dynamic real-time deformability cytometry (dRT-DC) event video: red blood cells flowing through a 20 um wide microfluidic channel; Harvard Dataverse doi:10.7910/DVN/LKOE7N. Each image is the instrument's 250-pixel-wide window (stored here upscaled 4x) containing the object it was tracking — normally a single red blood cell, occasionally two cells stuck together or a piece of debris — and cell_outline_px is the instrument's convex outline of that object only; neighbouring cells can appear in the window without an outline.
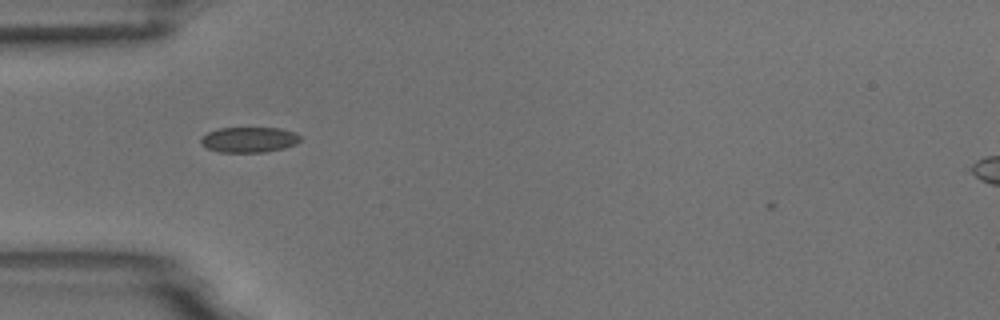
{"species": "common noctule bat (a hibernating species)", "species_latin": "Nyctalus noctula", "temperature_condition": "room temperature", "stored_images_in_passage": 5, "camera_frame_rate_fps": 3000, "um_per_image_px": 0.085, "animal": {"sex": "male", "body_mass_g": 18.8}, "frame": {"image": 1, "passage_image": 1, "time_ms": 0.0, "image_size_px": [1000, 320], "cell_outline_px": [[300, 140], [296, 144], [284, 148], [264, 152], [220, 152], [208, 148], [200, 144], [200, 140], [208, 132], [220, 128], [280, 128], [296, 132], [300, 136]], "centroid_in_image_um": [21.19, 11.87], "position_along_channel_um": 63.8, "area_um2": 14.68}}
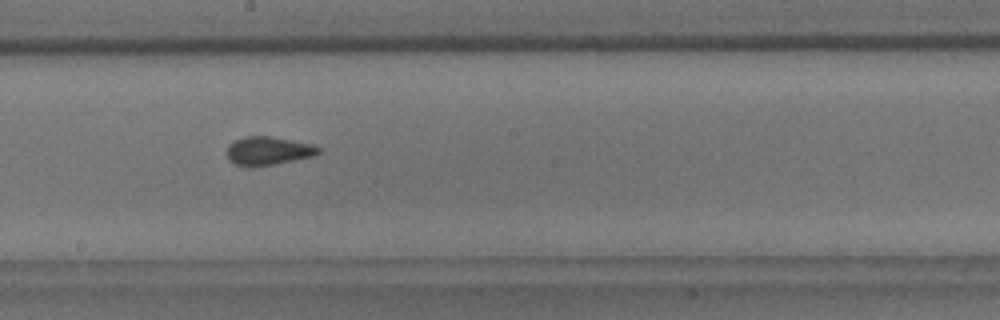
{"frame": {"image": 2, "passage_image": 5, "time_ms": 4.333, "image_size_px": [1000, 320], "cell_outline_px": [[320, 152], [316, 156], [272, 164], [236, 164], [228, 160], [228, 144], [244, 136], [272, 136], [312, 144], [320, 148]], "centroid_in_image_um": [22.85, 12.78], "position_along_channel_um": 225.4, "area_um2": 14.74}}